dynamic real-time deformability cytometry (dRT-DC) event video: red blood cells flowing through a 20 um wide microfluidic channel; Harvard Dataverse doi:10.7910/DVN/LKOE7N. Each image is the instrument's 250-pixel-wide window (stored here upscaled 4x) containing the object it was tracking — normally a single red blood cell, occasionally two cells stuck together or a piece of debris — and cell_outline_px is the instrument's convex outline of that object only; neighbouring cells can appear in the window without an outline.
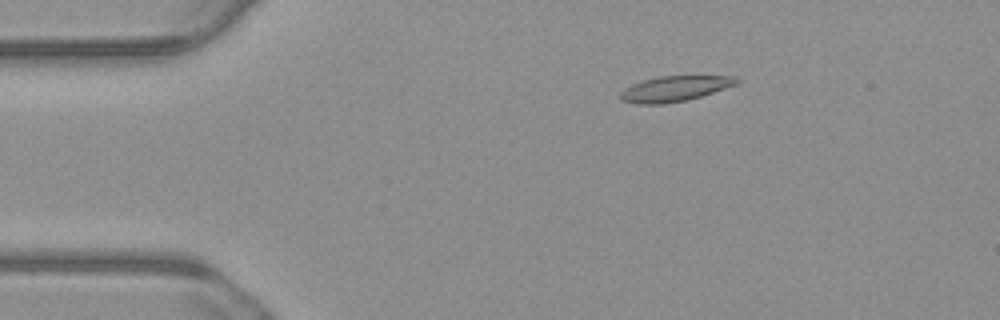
{"species": "common noctule bat (a hibernating species)", "species_latin": "Nyctalus noctula", "temperature_condition": "warm", "stored_images_in_passage": 56, "camera_frame_rate_fps": 3000, "um_per_image_px": 0.085, "animal": {"sex": "male", "body_mass_g": 23.1, "forearm_length_mm": 52.7}, "frame": {"image": 1, "passage_image": 10, "time_ms": 3.0, "image_size_px": [1000, 320], "cell_outline_px": [[740, 80], [736, 84], [700, 96], [684, 100], [664, 104], [636, 104], [620, 100], [620, 92], [624, 88], [632, 84], [644, 80], [660, 76], [736, 76]], "centroid_in_image_um": [57.3, 7.54], "position_along_channel_um": 27.7, "area_um2": 16.99}}
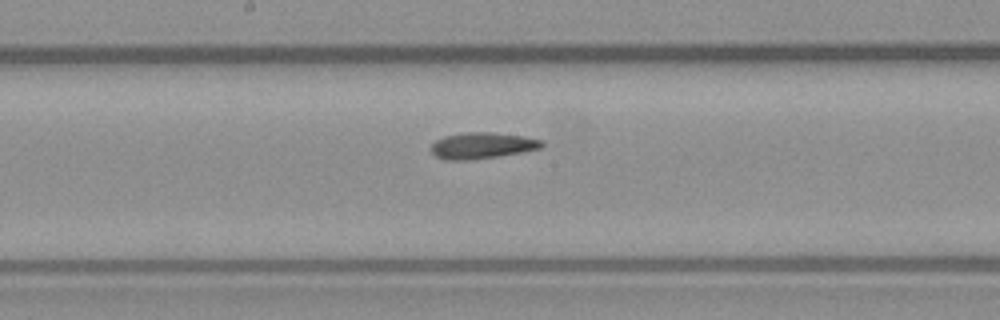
{"frame": {"image": 2, "passage_image": 29, "time_ms": 9.333, "image_size_px": [1000, 320], "cell_outline_px": [[544, 144], [540, 148], [520, 152], [472, 160], [444, 160], [436, 156], [428, 148], [436, 140], [444, 136], [464, 132], [492, 132], [524, 136], [544, 140]], "centroid_in_image_um": [40.95, 12.36], "position_along_channel_um": 207.3, "area_um2": 16.99}}
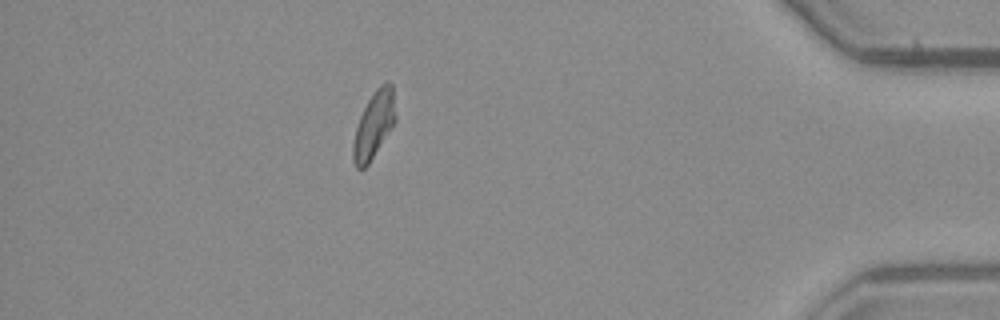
{"frame": {"image": 3, "passage_image": 49, "time_ms": 16.0, "image_size_px": [1000, 320], "cell_outline_px": [[396, 120], [368, 164], [364, 168], [356, 168], [352, 160], [352, 144], [356, 128], [360, 116], [368, 100], [376, 88], [384, 80], [388, 80], [392, 84], [396, 116]], "centroid_in_image_um": [31.77, 10.58], "position_along_channel_um": 403.4, "area_um2": 16.42}, "authors_computed_cell_mechanics": {"area_um2": 16.9354, "velocity_mm_per_s": 3.726, "shape_relaxation_time_tau1_ms": null, "shape_relaxation_time_tau2_ms": 6.7473, "deformation_change_tau1": null, "deformation_change_tau2": 0.1649}}